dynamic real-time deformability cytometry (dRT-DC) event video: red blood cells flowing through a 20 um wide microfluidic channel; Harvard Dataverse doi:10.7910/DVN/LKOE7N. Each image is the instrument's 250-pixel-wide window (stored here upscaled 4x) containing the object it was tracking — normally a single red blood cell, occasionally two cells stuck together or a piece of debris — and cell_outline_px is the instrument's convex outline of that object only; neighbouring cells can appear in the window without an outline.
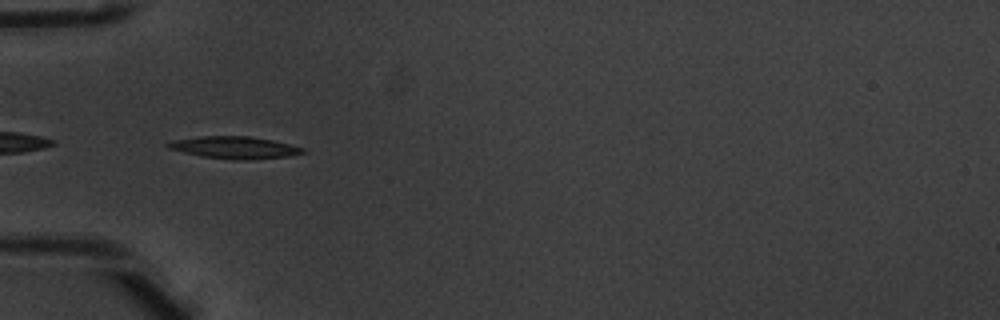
{"species": "common noctule bat (a hibernating species)", "species_latin": "Nyctalus noctula", "temperature_condition": "warm", "stored_images_in_passage": 35, "camera_frame_rate_fps": 3000, "um_per_image_px": 0.085, "animal": {"sex": "male", "body_mass_g": 20.1, "forearm_length_mm": 53.5}, "frame": {"image": 1, "passage_image": 1, "time_ms": 0.0, "image_size_px": [1000, 320], "cell_outline_px": [[308, 152], [288, 156], [248, 160], [232, 160], [200, 156], [168, 148], [164, 144], [172, 140], [200, 136], [248, 136], [272, 140], [304, 148]], "centroid_in_image_um": [19.92, 12.54], "position_along_channel_um": 65.1, "area_um2": 17.46}}
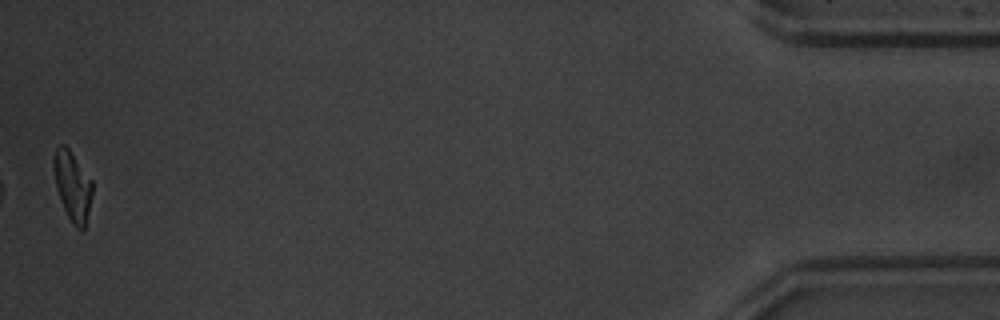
{"frame": {"image": 2, "passage_image": 35, "time_ms": 11.333, "image_size_px": [1000, 320], "cell_outline_px": [[92, 192], [88, 212], [84, 228], [80, 232], [72, 224], [60, 200], [52, 168], [52, 160], [56, 148], [60, 144], [64, 144], [68, 148], [92, 180]], "centroid_in_image_um": [6.14, 15.8], "position_along_channel_um": 429.1, "area_um2": 15.55}, "authors_computed_cell_mechanics": {"area_um2": 16.5308, "velocity_mm_per_s": 3.9791, "shape_relaxation_time_tau1_ms": 3.4939, "shape_relaxation_time_tau2_ms": 3.741, "deformation_change_tau1": 0.2004, "deformation_change_tau2": 0.1188}}